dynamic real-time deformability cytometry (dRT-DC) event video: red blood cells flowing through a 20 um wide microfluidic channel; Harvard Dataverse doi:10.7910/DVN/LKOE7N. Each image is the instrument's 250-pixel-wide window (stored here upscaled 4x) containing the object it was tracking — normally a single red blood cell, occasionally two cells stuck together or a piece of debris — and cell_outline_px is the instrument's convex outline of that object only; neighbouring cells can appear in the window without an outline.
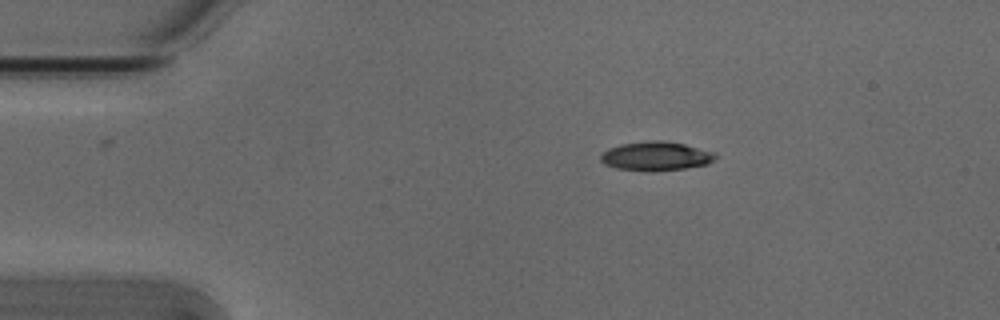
{"species": "Egyptian fruit bat (a non-hibernating species)", "species_latin": "Rousettus aegyptiacus", "temperature_condition": "cold", "stored_images_in_passage": 4, "camera_frame_rate_fps": 3000, "um_per_image_px": 0.085, "animal": {"sex": "male"}, "frame": {"image": 1, "passage_image": 1, "time_ms": 0.0, "image_size_px": [1000, 320], "cell_outline_px": [[716, 156], [708, 164], [684, 168], [616, 168], [604, 164], [600, 160], [600, 156], [608, 148], [620, 144], [652, 140], [664, 140], [684, 144], [716, 152]], "centroid_in_image_um": [55.76, 13.21], "position_along_channel_um": 29.2, "area_um2": 18.5}}
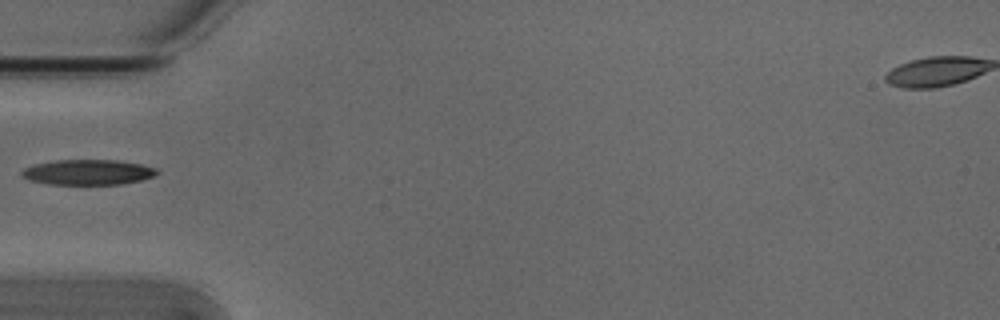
{"frame": {"image": 2, "passage_image": 3, "time_ms": 0.667, "image_size_px": [1000, 320], "cell_outline_px": [[160, 172], [156, 176], [140, 180], [120, 184], [48, 184], [28, 180], [20, 176], [20, 172], [24, 168], [32, 164], [56, 160], [116, 160], [140, 164], [156, 168]], "centroid_in_image_um": [7.44, 14.63], "position_along_channel_um": 77.6, "area_um2": 20.06}}
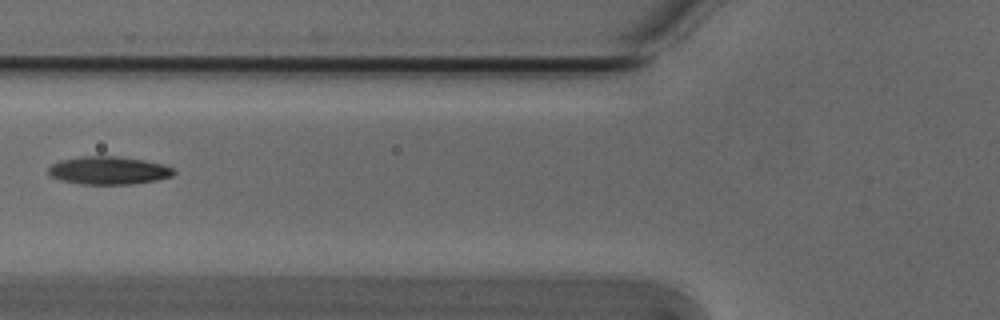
{"frame": {"image": 3, "passage_image": 4, "time_ms": 1.0, "image_size_px": [1000, 320], "cell_outline_px": [[176, 172], [172, 176], [156, 180], [132, 184], [80, 184], [60, 180], [52, 176], [48, 172], [48, 168], [52, 164], [60, 160], [84, 156], [116, 156], [144, 160], [160, 164], [172, 168]], "centroid_in_image_um": [9.21, 14.49], "position_along_channel_um": 116.6, "area_um2": 20.29}}